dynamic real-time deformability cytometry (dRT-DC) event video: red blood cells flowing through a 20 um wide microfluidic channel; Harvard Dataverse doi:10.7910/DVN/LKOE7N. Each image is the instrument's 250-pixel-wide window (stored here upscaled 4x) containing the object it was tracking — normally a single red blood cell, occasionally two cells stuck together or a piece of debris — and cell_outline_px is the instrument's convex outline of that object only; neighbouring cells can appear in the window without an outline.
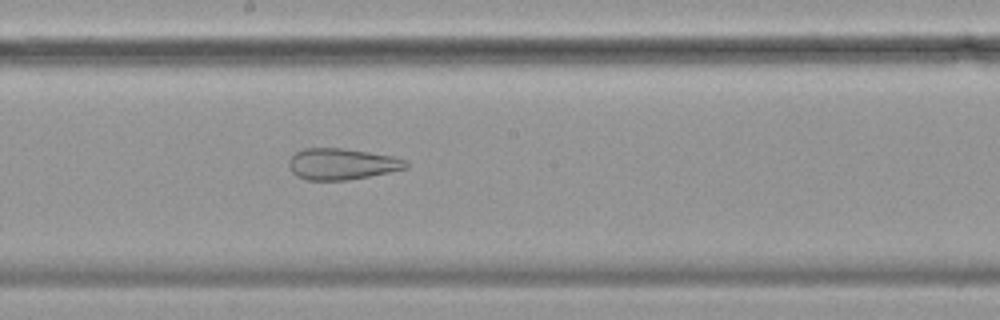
{"species": "common noctule bat (a hibernating species)", "species_latin": "Nyctalus noctula", "temperature_condition": "cold", "stored_images_in_passage": 57, "camera_frame_rate_fps": 3000, "um_per_image_px": 0.085, "animal": {"sex": "female", "body_mass_g": 19.9}, "frame": {"image": 1, "passage_image": 31, "time_ms": 10.0, "image_size_px": [1000, 320], "cell_outline_px": [[408, 168], [348, 180], [304, 180], [296, 176], [288, 168], [288, 160], [296, 152], [304, 148], [340, 148], [368, 152], [392, 156], [408, 160]], "centroid_in_image_um": [29.02, 13.94], "position_along_channel_um": 219.2, "area_um2": 21.39}}
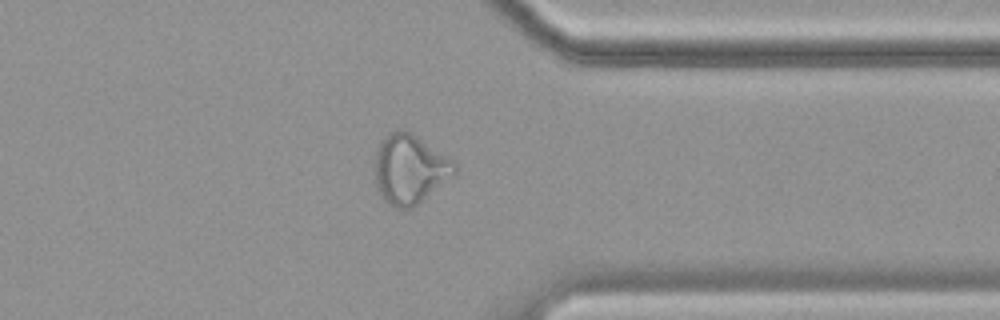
{"frame": {"image": 2, "passage_image": 45, "time_ms": 14.667, "image_size_px": [1000, 320], "cell_outline_px": [[456, 176], [412, 208], [396, 208], [388, 204], [380, 196], [372, 172], [372, 168], [376, 148], [380, 140], [388, 132], [396, 128], [404, 128], [452, 160], [456, 164]], "centroid_in_image_um": [34.77, 14.37], "position_along_channel_um": 376.6, "area_um2": 33.06}}
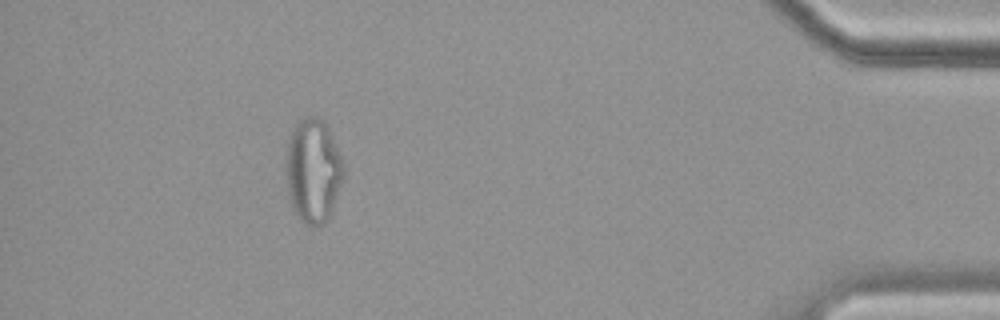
{"frame": {"image": 3, "passage_image": 52, "time_ms": 17.0, "image_size_px": [1000, 320], "cell_outline_px": [[344, 176], [332, 212], [328, 220], [320, 228], [316, 228], [304, 224], [300, 220], [292, 208], [288, 192], [288, 140], [296, 124], [300, 120], [308, 116], [316, 116], [324, 120], [328, 128], [340, 156], [344, 168]], "centroid_in_image_um": [26.65, 14.58], "position_along_channel_um": 408.6, "area_um2": 34.68}}